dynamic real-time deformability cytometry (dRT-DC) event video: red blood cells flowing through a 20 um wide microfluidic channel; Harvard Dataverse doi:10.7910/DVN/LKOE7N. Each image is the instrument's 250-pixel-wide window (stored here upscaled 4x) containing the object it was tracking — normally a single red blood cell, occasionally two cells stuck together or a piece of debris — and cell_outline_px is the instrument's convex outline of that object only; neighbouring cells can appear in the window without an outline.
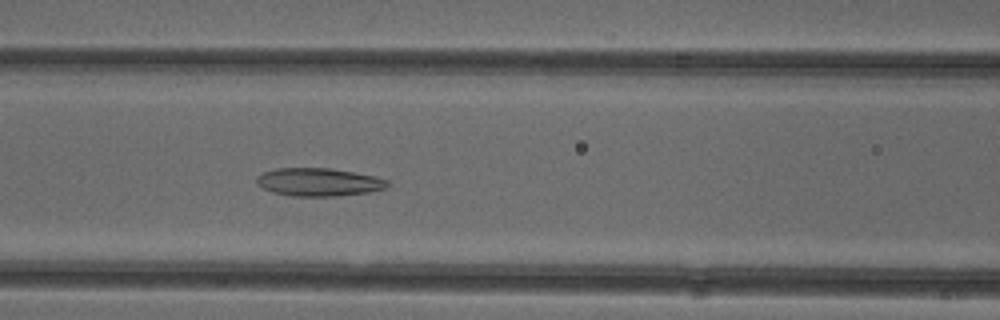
{"species": "common noctule bat (a hibernating species)", "species_latin": "Nyctalus noctula", "temperature_condition": "cold", "stored_images_in_passage": 52, "camera_frame_rate_fps": 3000, "um_per_image_px": 0.085, "animal": {"sex": "female"}, "frame": {"image": 1, "passage_image": 22, "time_ms": 7.0, "image_size_px": [1000, 320], "cell_outline_px": [[392, 184], [384, 188], [368, 192], [336, 196], [292, 196], [272, 192], [256, 184], [256, 176], [264, 172], [276, 168], [332, 168], [376, 176], [388, 180]], "centroid_in_image_um": [27.1, 15.47], "position_along_channel_um": 139.5, "area_um2": 21.5}}
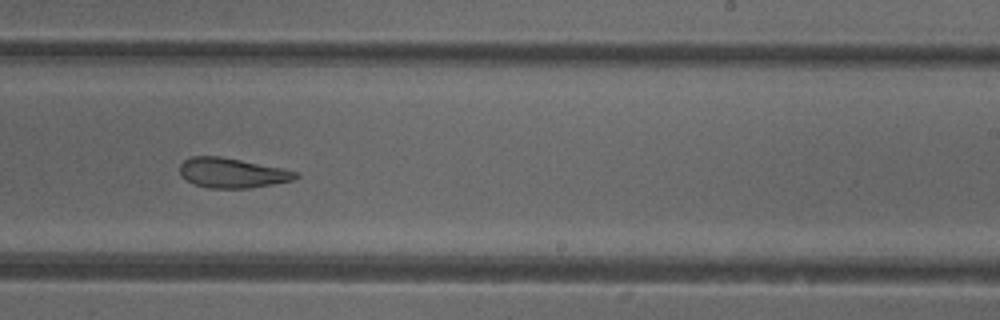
{"frame": {"image": 2, "passage_image": 32, "time_ms": 10.333, "image_size_px": [1000, 320], "cell_outline_px": [[300, 176], [292, 180], [272, 184], [248, 188], [208, 188], [196, 184], [180, 176], [180, 164], [184, 160], [192, 156], [220, 156], [300, 172]], "centroid_in_image_um": [19.72, 14.69], "position_along_channel_um": 269.3, "area_um2": 19.94}}
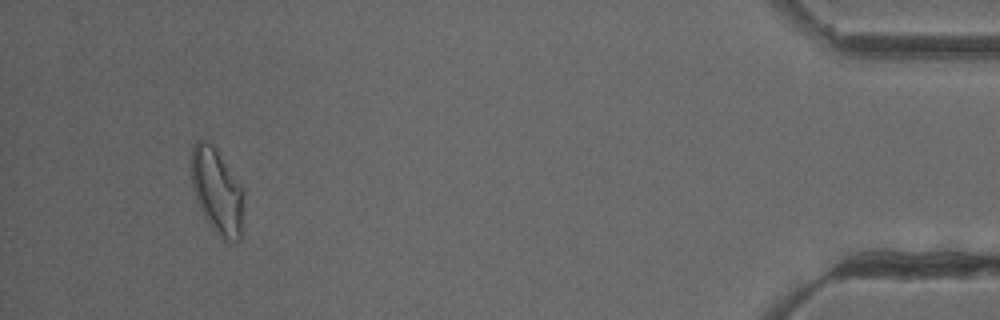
{"frame": {"image": 3, "passage_image": 49, "time_ms": 16.0, "image_size_px": [1000, 320], "cell_outline_px": [[244, 192], [240, 240], [236, 244], [228, 244], [208, 224], [196, 200], [192, 188], [192, 148], [196, 140], [200, 140], [212, 144], [216, 148]], "centroid_in_image_um": [18.45, 16.31], "position_along_channel_um": 416.7, "area_um2": 26.01}, "authors_computed_cell_mechanics": {"area_um2": 23.698, "velocity_mm_per_s": 3.9018, "shape_relaxation_time_tau1_ms": null, "shape_relaxation_time_tau2_ms": 4.5147, "deformation_change_tau1": null, "deformation_change_tau2": 0.1479}}